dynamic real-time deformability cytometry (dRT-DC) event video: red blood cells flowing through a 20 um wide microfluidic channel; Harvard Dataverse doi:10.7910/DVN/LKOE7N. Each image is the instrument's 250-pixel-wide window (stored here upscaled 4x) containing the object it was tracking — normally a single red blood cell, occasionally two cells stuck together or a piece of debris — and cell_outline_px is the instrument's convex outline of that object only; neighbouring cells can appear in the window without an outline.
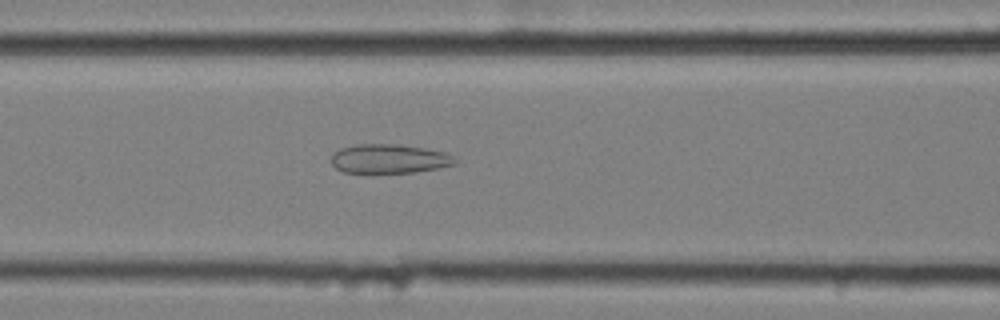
{"species": "common noctule bat (a hibernating species)", "species_latin": "Nyctalus noctula", "temperature_condition": "cold", "stored_images_in_passage": 54, "camera_frame_rate_fps": 3000, "um_per_image_px": 0.085, "animal": {"sex": "female", "body_mass_g": 25.1}, "frame": {"image": 1, "passage_image": 25, "time_ms": 8.0, "image_size_px": [1000, 320], "cell_outline_px": [[456, 164], [436, 168], [412, 172], [372, 176], [344, 172], [336, 168], [332, 164], [332, 156], [340, 148], [356, 144], [396, 144], [424, 148], [448, 152], [456, 160]], "centroid_in_image_um": [33.04, 13.54], "position_along_channel_um": 133.6, "area_um2": 21.73}}
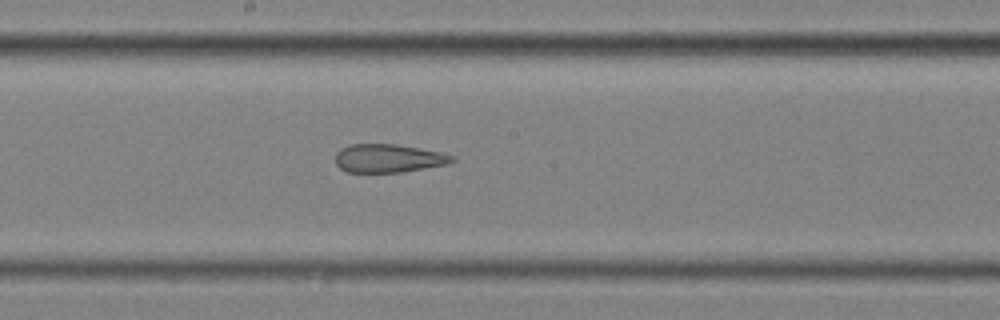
{"frame": {"image": 2, "passage_image": 32, "time_ms": 10.333, "image_size_px": [1000, 320], "cell_outline_px": [[456, 160], [448, 164], [400, 172], [348, 172], [340, 168], [336, 164], [336, 152], [340, 148], [348, 144], [396, 144], [444, 152], [456, 156]], "centroid_in_image_um": [33.04, 13.44], "position_along_channel_um": 215.2, "area_um2": 19.48}}
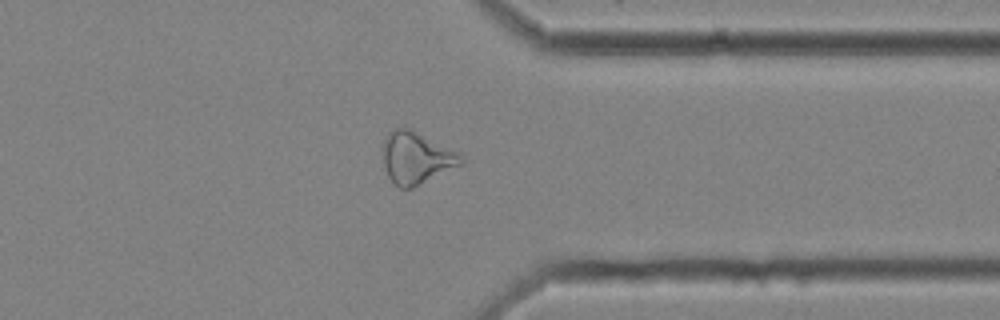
{"frame": {"image": 3, "passage_image": 46, "time_ms": 15.0, "image_size_px": [1000, 320], "cell_outline_px": [[464, 164], [412, 188], [400, 188], [392, 184], [388, 176], [384, 164], [380, 148], [388, 132], [396, 128], [412, 128], [460, 152], [464, 160]], "centroid_in_image_um": [35.39, 13.4], "position_along_channel_um": 376.0, "area_um2": 24.33}}